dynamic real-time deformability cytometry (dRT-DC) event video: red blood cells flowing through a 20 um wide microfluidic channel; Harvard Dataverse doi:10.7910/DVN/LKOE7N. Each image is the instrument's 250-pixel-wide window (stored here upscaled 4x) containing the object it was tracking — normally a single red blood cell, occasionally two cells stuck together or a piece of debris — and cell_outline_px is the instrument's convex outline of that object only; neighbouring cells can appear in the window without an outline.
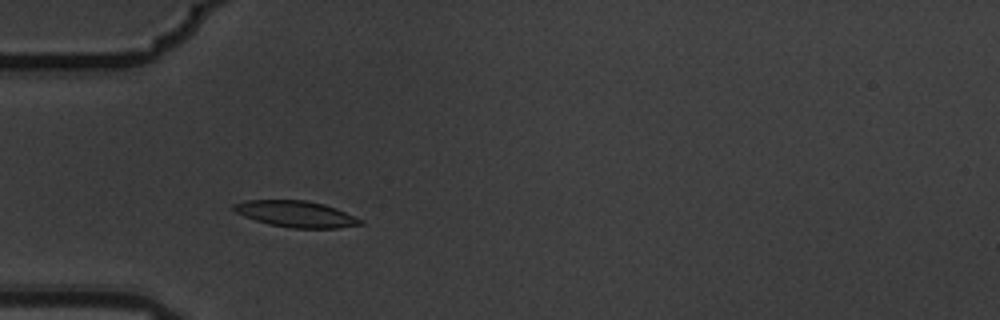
{"species": "common noctule bat (a hibernating species)", "species_latin": "Nyctalus noctula", "temperature_condition": "warm", "stored_images_in_passage": 4, "camera_frame_rate_fps": 3000, "um_per_image_px": 0.085, "animal": {"sex": "male", "body_mass_g": 19.5, "forearm_length_mm": 54.6}, "frame": {"image": 1, "passage_image": 3, "time_ms": 0.667, "image_size_px": [1000, 320], "cell_outline_px": [[364, 224], [336, 228], [292, 228], [268, 224], [244, 216], [236, 212], [232, 208], [232, 204], [244, 200], [304, 200], [324, 204], [336, 208], [364, 220]], "centroid_in_image_um": [25.16, 18.19], "position_along_channel_um": 59.8, "area_um2": 19.42}}
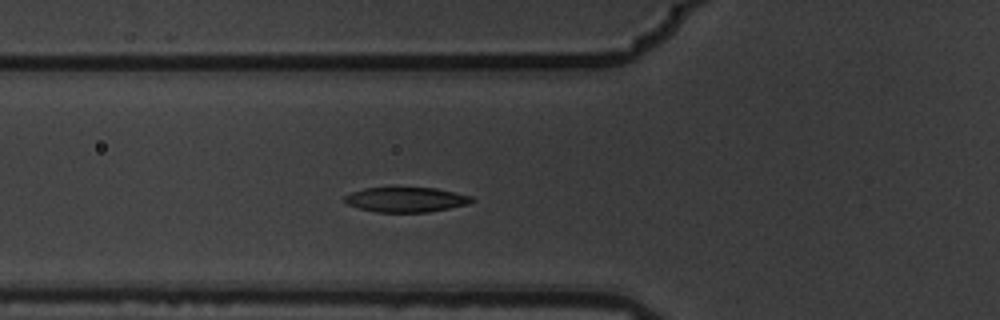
{"frame": {"image": 2, "passage_image": 4, "time_ms": 1.0, "image_size_px": [1000, 320], "cell_outline_px": [[476, 200], [468, 204], [428, 212], [376, 212], [360, 208], [348, 204], [344, 200], [344, 196], [352, 192], [364, 188], [436, 188], [472, 196]], "centroid_in_image_um": [34.53, 16.97], "position_along_channel_um": 91.3, "area_um2": 18.26}}